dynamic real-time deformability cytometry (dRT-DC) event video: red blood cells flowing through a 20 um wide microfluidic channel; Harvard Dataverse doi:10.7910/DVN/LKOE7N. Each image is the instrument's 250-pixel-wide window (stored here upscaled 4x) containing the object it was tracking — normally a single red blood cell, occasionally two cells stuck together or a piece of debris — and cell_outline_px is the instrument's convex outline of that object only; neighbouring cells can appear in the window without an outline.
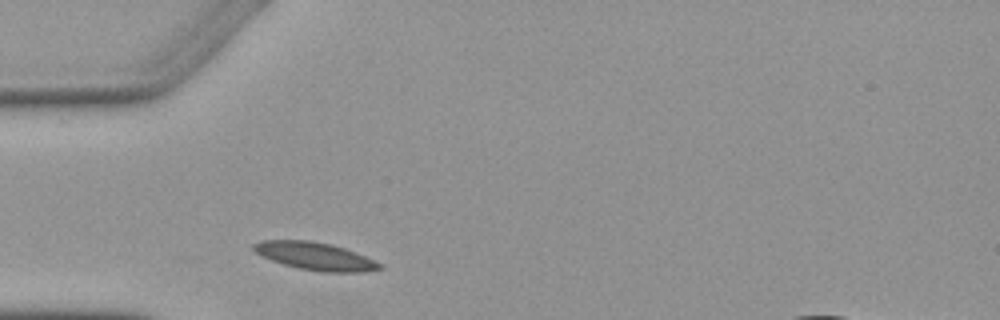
{"species": "Egyptian fruit bat (a non-hibernating species)", "species_latin": "Rousettus aegyptiacus", "temperature_condition": "warm", "stored_images_in_passage": 1, "camera_frame_rate_fps": 3000, "um_per_image_px": 0.085, "animal": {"sex": "female"}, "frame": {"image": 1, "passage_image": 1, "time_ms": 0.0, "image_size_px": [1000, 320], "cell_outline_px": [[384, 268], [364, 272], [324, 272], [300, 268], [284, 264], [272, 260], [256, 252], [252, 248], [252, 244], [264, 240], [312, 240], [332, 244], [344, 248], [364, 256], [380, 264]], "centroid_in_image_um": [26.78, 21.76], "position_along_channel_um": 58.2, "area_um2": 20.06}}